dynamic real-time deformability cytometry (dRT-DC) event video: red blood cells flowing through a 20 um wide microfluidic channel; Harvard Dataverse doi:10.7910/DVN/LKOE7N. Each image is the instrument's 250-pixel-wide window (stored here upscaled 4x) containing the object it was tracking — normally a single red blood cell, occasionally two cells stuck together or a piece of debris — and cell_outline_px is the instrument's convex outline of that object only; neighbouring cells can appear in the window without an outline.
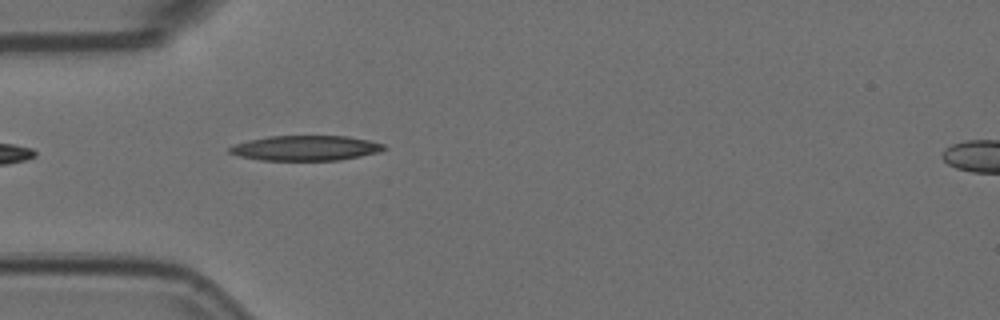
{"species": "Egyptian fruit bat (a non-hibernating species)", "species_latin": "Rousettus aegyptiacus", "temperature_condition": "room temperature", "stored_images_in_passage": 2, "camera_frame_rate_fps": 3000, "um_per_image_px": 0.085, "animal": {"sex": "female"}, "frame": {"image": 1, "passage_image": 2, "time_ms": 0.333, "image_size_px": [1000, 320], "cell_outline_px": [[388, 148], [380, 152], [340, 160], [260, 160], [240, 156], [228, 152], [228, 148], [236, 144], [248, 140], [268, 136], [348, 136], [368, 140], [384, 144]], "centroid_in_image_um": [26.0, 12.58], "position_along_channel_um": 59.0, "area_um2": 22.54}}